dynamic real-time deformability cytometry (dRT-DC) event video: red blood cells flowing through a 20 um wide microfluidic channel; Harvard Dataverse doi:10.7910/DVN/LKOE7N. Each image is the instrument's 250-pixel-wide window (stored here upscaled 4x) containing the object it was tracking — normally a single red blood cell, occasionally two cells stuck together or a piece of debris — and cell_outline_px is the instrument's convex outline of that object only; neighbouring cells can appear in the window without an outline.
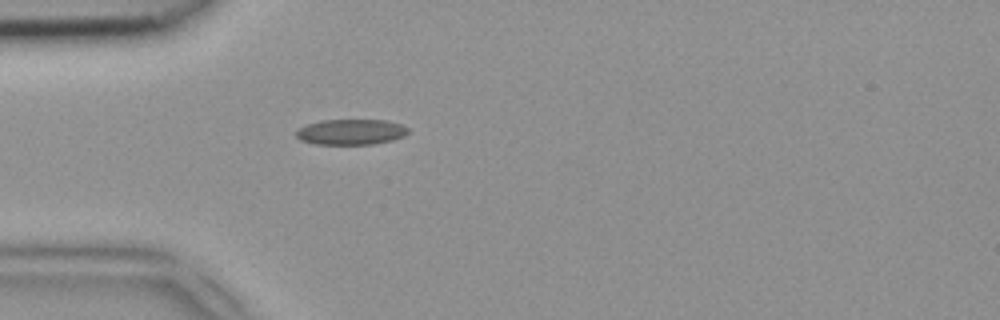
{"species": "common noctule bat (a hibernating species)", "species_latin": "Nyctalus noctula", "temperature_condition": "room temperature", "stored_images_in_passage": 36, "camera_frame_rate_fps": 3000, "um_per_image_px": 0.085, "animal": {"sex": "female", "body_mass_g": 18.4}, "frame": {"image": 1, "passage_image": 1, "time_ms": 0.0, "image_size_px": [1000, 320], "cell_outline_px": [[408, 132], [404, 136], [392, 140], [372, 144], [316, 144], [300, 140], [296, 136], [296, 128], [320, 120], [388, 120], [400, 124], [408, 128]], "centroid_in_image_um": [29.81, 11.21], "position_along_channel_um": 55.2, "area_um2": 16.7}}
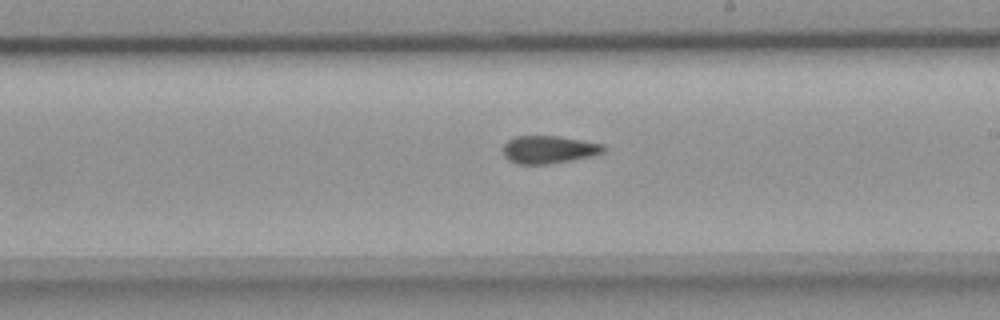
{"frame": {"image": 2, "passage_image": 15, "time_ms": 4.667, "image_size_px": [1000, 320], "cell_outline_px": [[608, 148], [604, 152], [592, 156], [552, 164], [516, 164], [508, 160], [504, 156], [504, 144], [508, 140], [516, 136], [556, 136], [604, 144]], "centroid_in_image_um": [46.67, 12.72], "position_along_channel_um": 242.3, "area_um2": 16.36}}
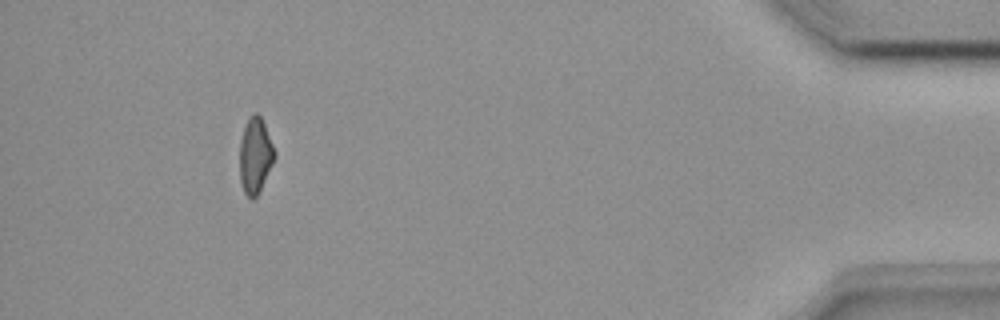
{"frame": {"image": 3, "passage_image": 32, "time_ms": 10.333, "image_size_px": [1000, 320], "cell_outline_px": [[276, 156], [256, 196], [252, 200], [244, 192], [240, 180], [240, 140], [244, 128], [252, 112], [256, 112], [260, 116], [264, 124], [276, 152]], "centroid_in_image_um": [21.69, 13.2], "position_along_channel_um": 413.5, "area_um2": 15.09}}